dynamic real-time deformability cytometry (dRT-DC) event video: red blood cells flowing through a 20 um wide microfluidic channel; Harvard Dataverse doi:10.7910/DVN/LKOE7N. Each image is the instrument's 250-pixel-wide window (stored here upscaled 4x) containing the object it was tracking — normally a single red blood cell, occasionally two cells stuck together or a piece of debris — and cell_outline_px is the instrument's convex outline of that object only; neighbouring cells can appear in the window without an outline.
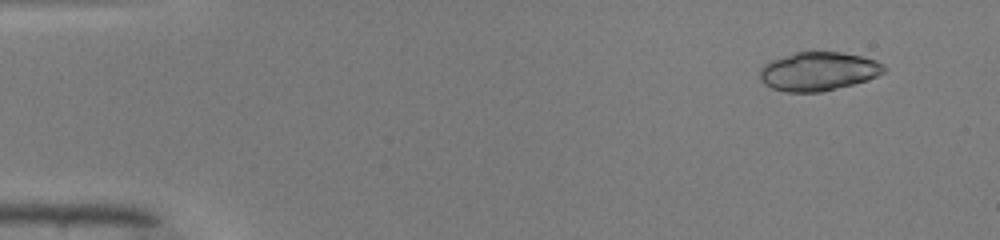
{"species": "common noctule bat (a hibernating species)", "species_latin": "Nyctalus noctula", "temperature_condition": "warm", "stored_images_in_passage": 49, "camera_frame_rate_fps": 3000, "um_per_image_px": 0.085, "animal": {"sex": "male", "body_mass_g": 19.0, "forearm_length_mm": 50.8}, "frame": {"image": 1, "passage_image": 4, "time_ms": 1.0, "image_size_px": [1000, 240], "cell_outline_px": [[888, 68], [884, 72], [868, 80], [820, 92], [788, 92], [772, 88], [764, 84], [760, 80], [760, 68], [764, 64], [772, 60], [796, 52], [840, 52], [860, 56], [876, 60], [884, 64]], "centroid_in_image_um": [69.57, 6.06], "position_along_channel_um": 15.4, "area_um2": 27.92}}